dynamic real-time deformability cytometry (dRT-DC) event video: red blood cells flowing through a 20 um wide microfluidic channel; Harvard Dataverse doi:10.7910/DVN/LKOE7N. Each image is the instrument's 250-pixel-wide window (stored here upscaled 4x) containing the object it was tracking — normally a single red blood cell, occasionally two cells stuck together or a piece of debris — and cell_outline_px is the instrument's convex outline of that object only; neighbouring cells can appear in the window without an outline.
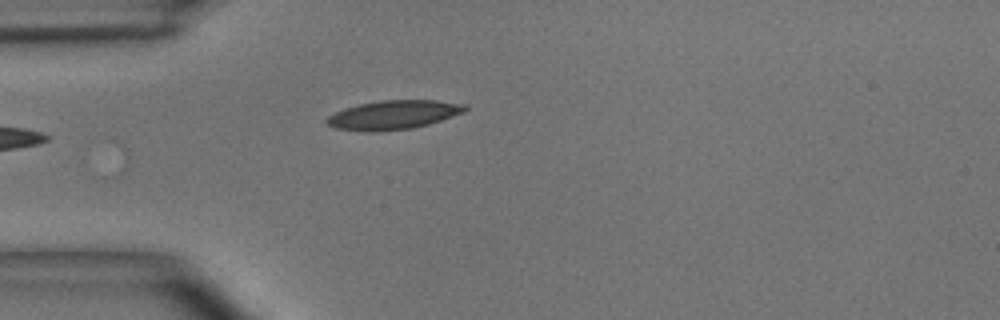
{"species": "common noctule bat (a hibernating species)", "species_latin": "Nyctalus noctula", "temperature_condition": "room temperature", "stored_images_in_passage": 17, "camera_frame_rate_fps": 3000, "um_per_image_px": 0.085, "animal": {"sex": "male", "body_mass_g": 15.6}, "frame": {"image": 1, "passage_image": 1, "time_ms": 0.0, "image_size_px": [1000, 320], "cell_outline_px": [[468, 108], [464, 112], [428, 124], [412, 128], [380, 132], [368, 132], [336, 128], [328, 124], [324, 120], [328, 116], [344, 108], [360, 104], [380, 100], [436, 100], [468, 104]], "centroid_in_image_um": [33.45, 9.76], "position_along_channel_um": 51.6, "area_um2": 23.41}}
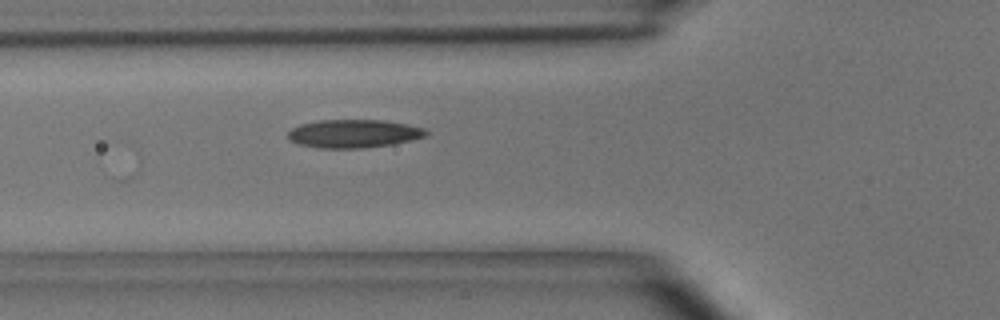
{"frame": {"image": 2, "passage_image": 5, "time_ms": 1.333, "image_size_px": [1000, 320], "cell_outline_px": [[428, 136], [412, 140], [392, 144], [364, 148], [316, 148], [296, 144], [288, 136], [288, 132], [292, 128], [300, 124], [320, 120], [384, 120], [408, 124], [424, 128], [428, 132]], "centroid_in_image_um": [30.08, 11.36], "position_along_channel_um": 95.7, "area_um2": 22.89}}